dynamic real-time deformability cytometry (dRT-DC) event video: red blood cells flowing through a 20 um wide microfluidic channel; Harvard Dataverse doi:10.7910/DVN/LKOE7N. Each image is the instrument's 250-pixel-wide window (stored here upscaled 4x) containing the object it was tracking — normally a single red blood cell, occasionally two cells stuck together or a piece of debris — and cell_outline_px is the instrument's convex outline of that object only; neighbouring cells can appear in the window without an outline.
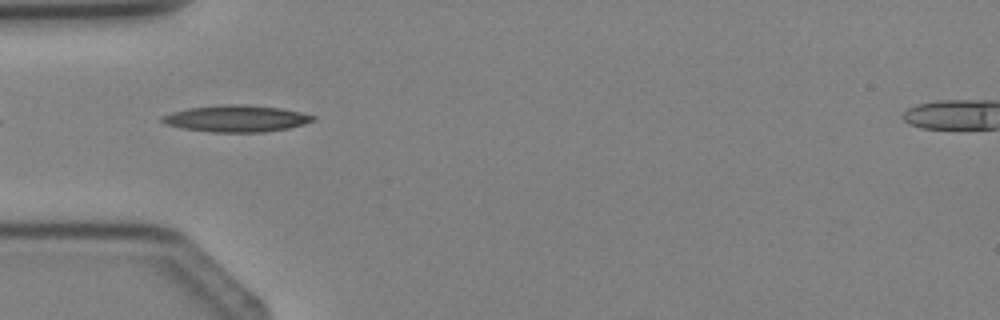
{"species": "Egyptian fruit bat (a non-hibernating species)", "species_latin": "Rousettus aegyptiacus", "temperature_condition": "cold", "stored_images_in_passage": 2, "camera_frame_rate_fps": 3000, "um_per_image_px": 0.085, "animal": {"sex": "female"}, "frame": {"image": 1, "passage_image": 1, "time_ms": 0.0, "image_size_px": [1000, 320], "cell_outline_px": [[316, 120], [304, 124], [288, 128], [264, 132], [212, 132], [180, 128], [164, 124], [160, 120], [160, 116], [172, 112], [188, 108], [224, 104], [240, 104], [280, 108], [300, 112], [316, 116]], "centroid_in_image_um": [20.05, 10.08], "position_along_channel_um": 64.9, "area_um2": 23.52}}
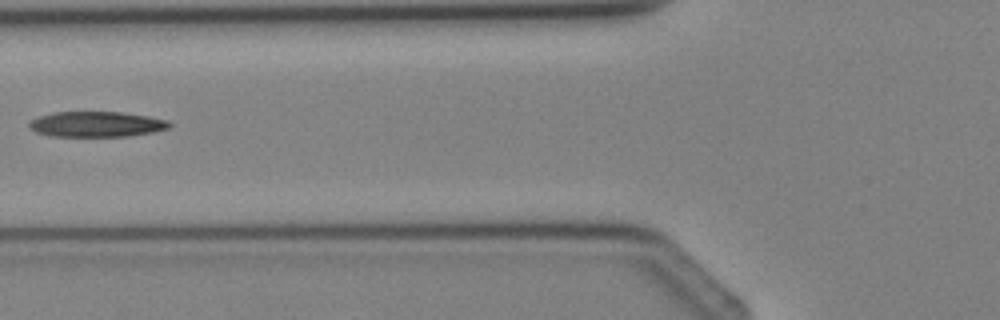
{"frame": {"image": 2, "passage_image": 2, "time_ms": 1.0, "image_size_px": [1000, 320], "cell_outline_px": [[172, 124], [168, 128], [152, 132], [128, 136], [52, 136], [36, 132], [28, 128], [28, 124], [32, 120], [40, 116], [56, 112], [120, 112], [148, 116], [168, 120]], "centroid_in_image_um": [8.2, 10.56], "position_along_channel_um": 117.6, "area_um2": 20.63}}